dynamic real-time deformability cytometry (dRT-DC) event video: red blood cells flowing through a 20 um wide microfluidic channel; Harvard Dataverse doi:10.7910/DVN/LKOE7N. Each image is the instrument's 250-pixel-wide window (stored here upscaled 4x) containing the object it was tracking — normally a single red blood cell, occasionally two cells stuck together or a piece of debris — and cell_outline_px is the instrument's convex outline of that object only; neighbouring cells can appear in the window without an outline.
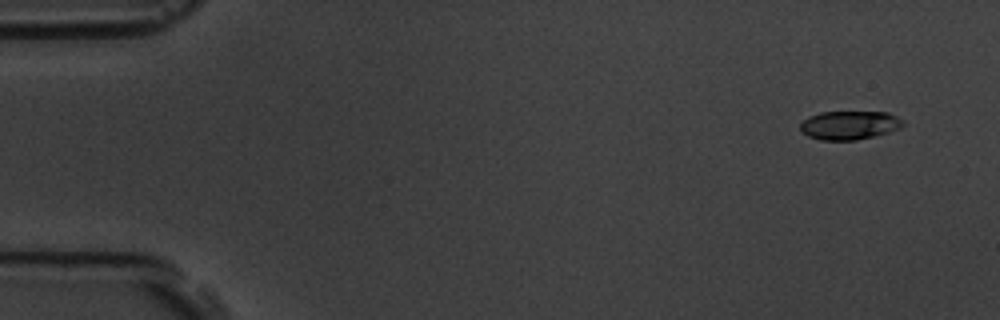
{"species": "common noctule bat (a hibernating species)", "species_latin": "Nyctalus noctula", "temperature_condition": "room temperature", "stored_images_in_passage": 8, "camera_frame_rate_fps": 3000, "um_per_image_px": 0.085, "animal": {"sex": "male", "body_mass_g": 19.5, "forearm_length_mm": 54.6}, "frame": {"image": 1, "passage_image": 1, "time_ms": 0.0, "image_size_px": [1000, 320], "cell_outline_px": [[904, 124], [900, 128], [888, 132], [856, 140], [820, 140], [808, 136], [800, 132], [800, 124], [808, 116], [820, 112], [888, 112], [904, 120]], "centroid_in_image_um": [72.18, 10.64], "position_along_channel_um": 12.8, "area_um2": 17.22}}
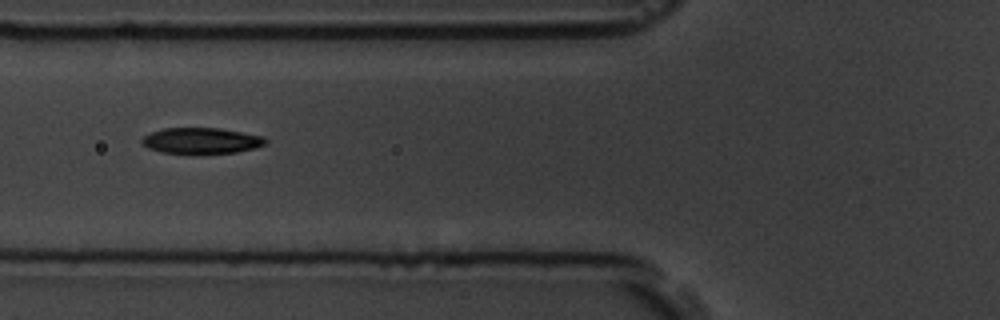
{"frame": {"image": 2, "passage_image": 6, "time_ms": 6.0, "image_size_px": [1000, 320], "cell_outline_px": [[268, 144], [256, 148], [236, 152], [164, 152], [148, 148], [140, 140], [144, 136], [152, 132], [164, 128], [220, 128], [264, 136], [268, 140]], "centroid_in_image_um": [17.18, 11.93], "position_along_channel_um": 108.6, "area_um2": 18.32}}
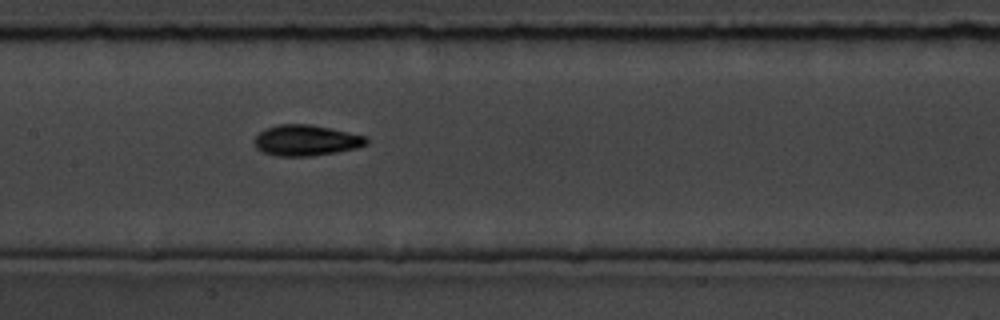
{"frame": {"image": 3, "passage_image": 8, "time_ms": 8.0, "image_size_px": [1000, 320], "cell_outline_px": [[368, 144], [356, 148], [336, 152], [312, 156], [276, 156], [264, 152], [256, 148], [252, 140], [264, 128], [280, 124], [308, 124], [368, 136]], "centroid_in_image_um": [26.0, 11.93], "position_along_channel_um": 181.4, "area_um2": 20.17}}